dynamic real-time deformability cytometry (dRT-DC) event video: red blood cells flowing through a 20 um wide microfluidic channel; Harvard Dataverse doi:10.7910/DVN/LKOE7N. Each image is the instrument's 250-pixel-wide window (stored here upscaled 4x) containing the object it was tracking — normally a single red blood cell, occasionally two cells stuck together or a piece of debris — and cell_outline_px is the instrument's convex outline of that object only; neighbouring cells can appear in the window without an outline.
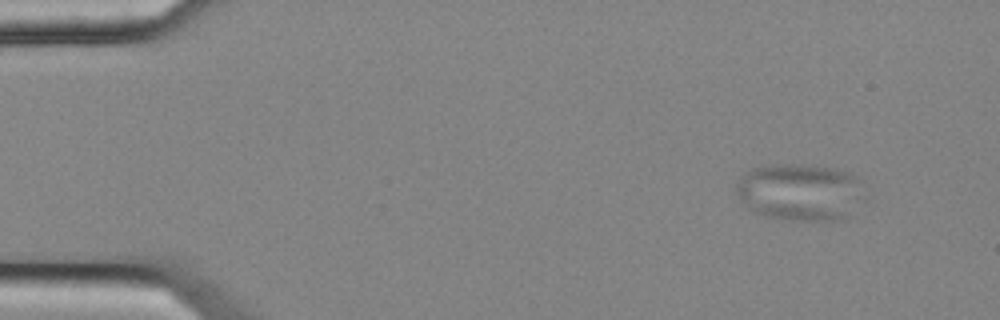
{"species": "common noctule bat (a hibernating species)", "species_latin": "Nyctalus noctula", "temperature_condition": "cold", "stored_images_in_passage": 51, "camera_frame_rate_fps": 3000, "um_per_image_px": 0.085, "animal": {"sex": "female", "body_mass_g": 25.1}, "frame": {"image": 1, "passage_image": 1, "time_ms": 0.0, "image_size_px": [1000, 320], "cell_outline_px": [[860, 180], [844, 220], [792, 220], [768, 216], [756, 212], [748, 208], [740, 200], [736, 192], [736, 184], [740, 176], [744, 172], [752, 168], [784, 164], [804, 164], [836, 168], [848, 172], [856, 176]], "centroid_in_image_um": [67.83, 16.29], "position_along_channel_um": 17.2, "area_um2": 41.27}}
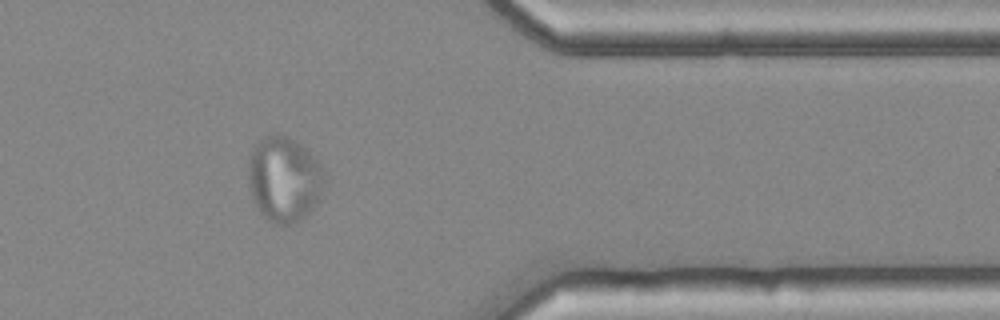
{"frame": {"image": 2, "passage_image": 41, "time_ms": 13.333, "image_size_px": [1000, 320], "cell_outline_px": [[324, 180], [320, 200], [300, 220], [292, 224], [272, 224], [260, 212], [252, 196], [248, 176], [248, 160], [256, 144], [260, 140], [276, 132], [296, 140], [320, 164], [324, 172]], "centroid_in_image_um": [24.15, 15.23], "position_along_channel_um": 387.2, "area_um2": 37.63}}
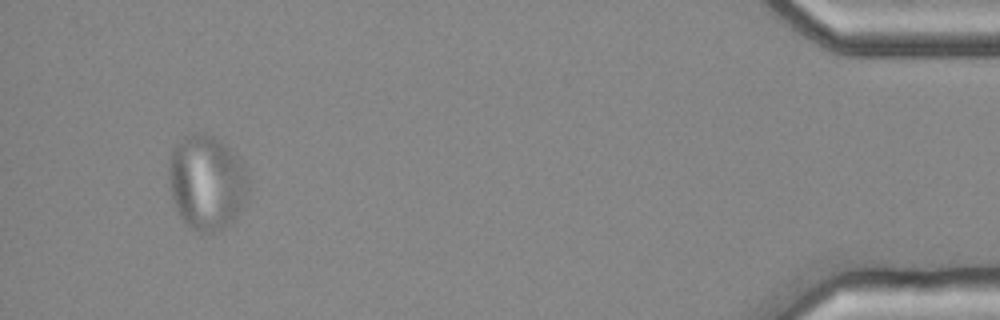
{"frame": {"image": 3, "passage_image": 48, "time_ms": 15.667, "image_size_px": [1000, 320], "cell_outline_px": [[248, 188], [244, 200], [236, 216], [228, 224], [212, 232], [200, 232], [192, 228], [180, 216], [176, 208], [172, 196], [168, 180], [168, 160], [172, 148], [184, 136], [196, 132], [204, 132], [212, 136], [224, 144], [244, 164], [248, 172]], "centroid_in_image_um": [17.54, 15.46], "position_along_channel_um": 417.7, "area_um2": 43.75}}